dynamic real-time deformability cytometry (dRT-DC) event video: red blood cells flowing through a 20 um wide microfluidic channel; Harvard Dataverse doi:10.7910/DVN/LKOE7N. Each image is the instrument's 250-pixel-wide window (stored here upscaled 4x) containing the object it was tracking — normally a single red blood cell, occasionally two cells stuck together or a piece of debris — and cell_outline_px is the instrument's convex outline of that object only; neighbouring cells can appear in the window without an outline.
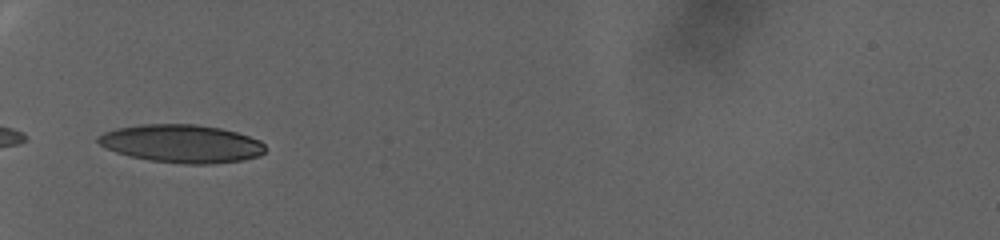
{"species": "human", "species_latin": "Homo sapiens", "temperature_condition": "warm", "stored_images_in_passage": 54, "camera_frame_rate_fps": 3000, "um_per_image_px": 0.085, "donor": {"sex": "female"}, "frame": {"image": 1, "passage_image": 1, "time_ms": 0.0, "image_size_px": [1000, 240], "cell_outline_px": [[264, 152], [260, 156], [244, 160], [212, 164], [184, 164], [148, 160], [128, 156], [104, 148], [96, 140], [96, 136], [104, 132], [116, 128], [140, 124], [196, 124], [220, 128], [236, 132], [260, 140], [264, 144]], "centroid_in_image_um": [15.41, 12.21], "position_along_channel_um": 69.6, "area_um2": 37.4}}
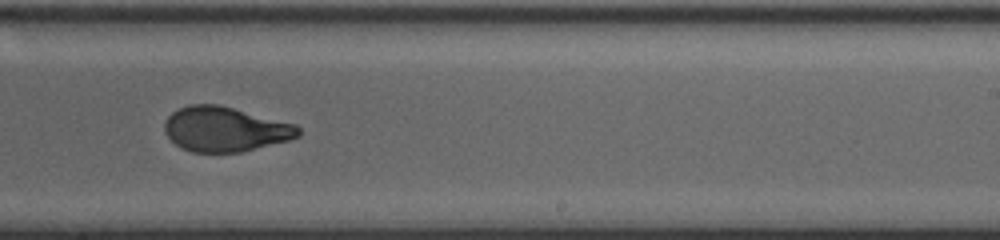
{"frame": {"image": 2, "passage_image": 27, "time_ms": 8.667, "image_size_px": [1000, 240], "cell_outline_px": [[300, 136], [288, 140], [240, 152], [192, 152], [180, 148], [164, 132], [164, 124], [168, 116], [172, 112], [188, 104], [216, 104], [296, 124], [300, 128]], "centroid_in_image_um": [19.11, 10.98], "position_along_channel_um": 269.9, "area_um2": 34.68}}
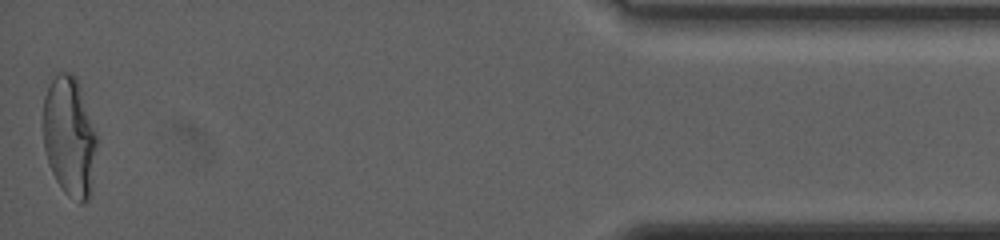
{"frame": {"image": 3, "passage_image": 54, "time_ms": 17.667, "image_size_px": [1000, 240], "cell_outline_px": [[100, 140], [92, 196], [88, 200], [80, 204], [68, 196], [64, 192], [56, 180], [48, 164], [44, 148], [44, 96], [52, 80], [60, 72], [72, 72], [76, 76], [80, 84]], "centroid_in_image_um": [5.99, 11.67], "position_along_channel_um": 429.2, "area_um2": 38.9}, "authors_computed_cell_mechanics": {"area_um2": 35.9805, "velocity_mm_per_s": 2.4487, "shape_relaxation_time_tau1_ms": null, "shape_relaxation_time_tau2_ms": 1.5201, "deformation_change_tau1": null, "deformation_change_tau2": 0.0698}}